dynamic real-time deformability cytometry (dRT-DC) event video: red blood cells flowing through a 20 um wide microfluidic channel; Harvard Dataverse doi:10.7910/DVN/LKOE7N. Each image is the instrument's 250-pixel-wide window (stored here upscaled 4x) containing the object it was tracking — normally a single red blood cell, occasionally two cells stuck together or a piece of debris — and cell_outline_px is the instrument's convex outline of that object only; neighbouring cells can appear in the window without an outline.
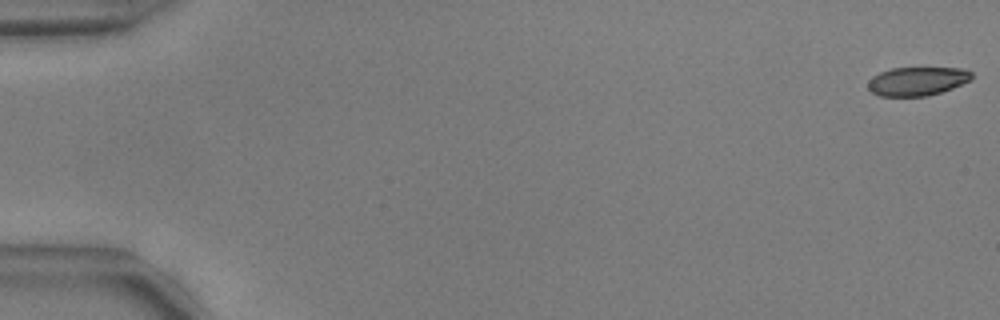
{"species": "common noctule bat (a hibernating species)", "species_latin": "Nyctalus noctula", "temperature_condition": "warm", "stored_images_in_passage": 54, "camera_frame_rate_fps": 3000, "um_per_image_px": 0.085, "animal": {"sex": "male", "body_mass_g": 17.9, "forearm_length_mm": 54.2}, "frame": {"image": 1, "passage_image": 1, "time_ms": 0.0, "image_size_px": [1000, 320], "cell_outline_px": [[972, 80], [952, 88], [940, 92], [924, 96], [880, 96], [872, 92], [868, 88], [868, 80], [872, 76], [880, 72], [892, 68], [964, 68], [972, 72]], "centroid_in_image_um": [77.97, 6.89], "position_along_channel_um": 7.0, "area_um2": 17.34}}
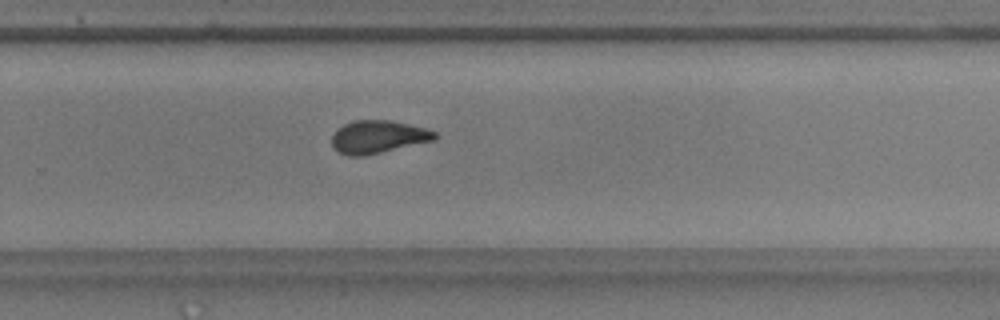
{"frame": {"image": 2, "passage_image": 37, "time_ms": 12.0, "image_size_px": [1000, 320], "cell_outline_px": [[440, 136], [436, 140], [364, 156], [348, 156], [336, 152], [332, 148], [332, 136], [336, 128], [344, 124], [356, 120], [392, 120], [424, 128], [436, 132]], "centroid_in_image_um": [32.12, 11.64], "position_along_channel_um": 297.7, "area_um2": 20.0}}
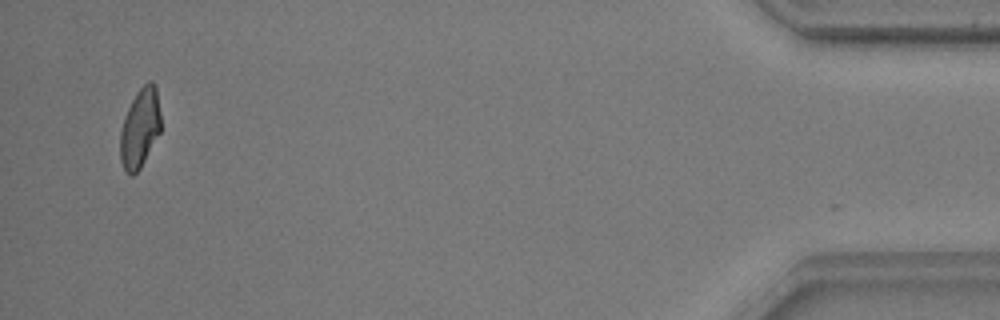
{"frame": {"image": 3, "passage_image": 53, "time_ms": 17.333, "image_size_px": [1000, 320], "cell_outline_px": [[160, 132], [140, 168], [132, 176], [124, 168], [120, 160], [120, 132], [124, 116], [136, 92], [148, 80], [152, 80], [156, 88], [160, 112]], "centroid_in_image_um": [11.89, 10.86], "position_along_channel_um": 423.3, "area_um2": 18.61}, "authors_computed_cell_mechanics": {"area_um2": 19.652, "velocity_mm_per_s": 3.7577, "shape_relaxation_time_tau1_ms": 8.4421, "shape_relaxation_time_tau2_ms": 1.4942, "deformation_change_tau1": 0.2259, "deformation_change_tau2": 0.0911}}